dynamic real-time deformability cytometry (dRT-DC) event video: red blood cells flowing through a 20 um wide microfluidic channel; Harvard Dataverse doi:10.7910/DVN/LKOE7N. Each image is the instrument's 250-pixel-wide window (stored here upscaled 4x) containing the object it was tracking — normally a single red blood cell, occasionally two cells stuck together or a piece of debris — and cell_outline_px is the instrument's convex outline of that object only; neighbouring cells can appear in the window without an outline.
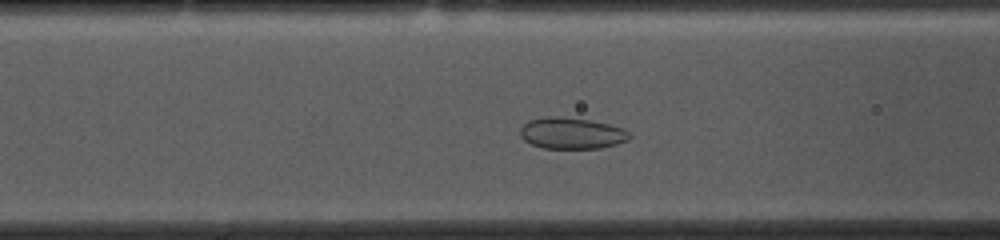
{"species": "common noctule bat (a hibernating species)", "species_latin": "Nyctalus noctula", "temperature_condition": "cold", "stored_images_in_passage": 50, "camera_frame_rate_fps": 3000, "um_per_image_px": 0.085, "animal": {"sex": "female", "body_mass_g": 10.0, "forearm_length_mm": 53.1}, "frame": {"image": 1, "passage_image": 16, "time_ms": 5.0, "image_size_px": [1000, 240], "cell_outline_px": [[632, 136], [628, 140], [616, 144], [600, 148], [544, 148], [532, 144], [524, 140], [520, 136], [520, 128], [528, 120], [544, 116], [556, 116], [588, 120], [608, 124], [624, 128]], "centroid_in_image_um": [48.58, 11.32], "position_along_channel_um": 118.0, "area_um2": 19.94}}
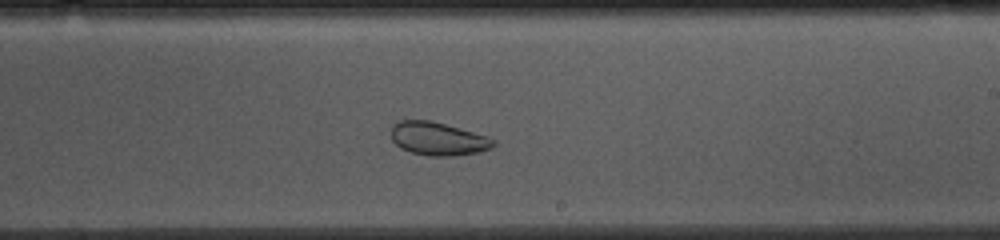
{"frame": {"image": 2, "passage_image": 27, "time_ms": 8.667, "image_size_px": [1000, 240], "cell_outline_px": [[496, 144], [492, 148], [480, 152], [452, 156], [428, 156], [412, 152], [400, 148], [392, 140], [392, 124], [396, 120], [432, 120], [488, 136], [496, 140]], "centroid_in_image_um": [37.25, 11.79], "position_along_channel_um": 251.8, "area_um2": 20.06}}
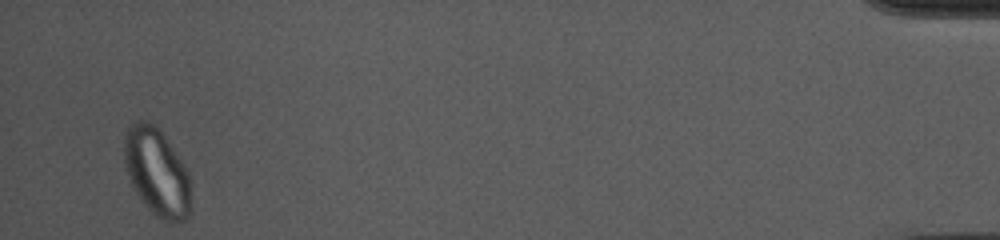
{"frame": {"image": 3, "passage_image": 48, "time_ms": 15.667, "image_size_px": [1000, 240], "cell_outline_px": [[188, 216], [184, 220], [168, 224], [160, 220], [148, 208], [136, 192], [132, 184], [124, 164], [124, 136], [128, 128], [136, 120], [148, 120], [156, 124], [160, 128], [184, 164], [188, 172]], "centroid_in_image_um": [13.3, 14.58], "position_along_channel_um": 421.9, "area_um2": 33.93}}